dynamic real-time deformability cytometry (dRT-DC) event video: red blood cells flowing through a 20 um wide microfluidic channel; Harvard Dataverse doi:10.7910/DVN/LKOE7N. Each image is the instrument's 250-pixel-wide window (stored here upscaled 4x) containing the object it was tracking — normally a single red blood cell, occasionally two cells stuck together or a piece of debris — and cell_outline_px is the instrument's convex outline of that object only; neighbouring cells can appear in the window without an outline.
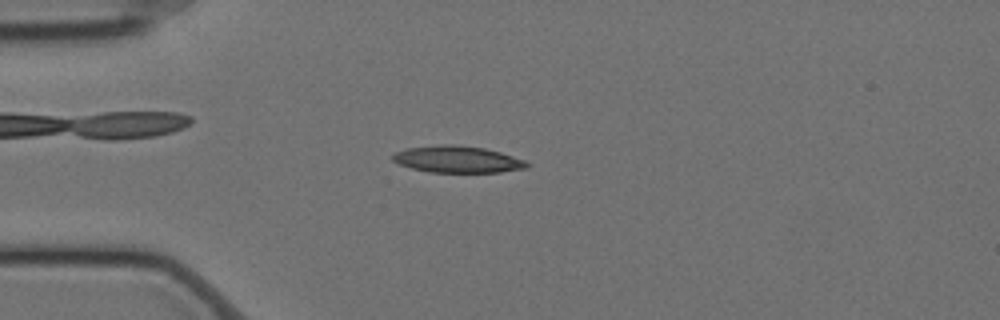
{"species": "Egyptian fruit bat (a non-hibernating species)", "species_latin": "Rousettus aegyptiacus", "temperature_condition": "cold", "stored_images_in_passage": 57, "camera_frame_rate_fps": 3000, "um_per_image_px": 0.085, "animal": {"sex": "female"}, "frame": {"image": 1, "passage_image": 15, "time_ms": 4.667, "image_size_px": [1000, 320], "cell_outline_px": [[532, 164], [528, 168], [500, 172], [428, 172], [412, 168], [400, 164], [392, 160], [392, 156], [396, 152], [408, 148], [444, 144], [456, 144], [484, 148], [500, 152], [524, 160]], "centroid_in_image_um": [38.92, 13.54], "position_along_channel_um": 46.1, "area_um2": 20.87}}
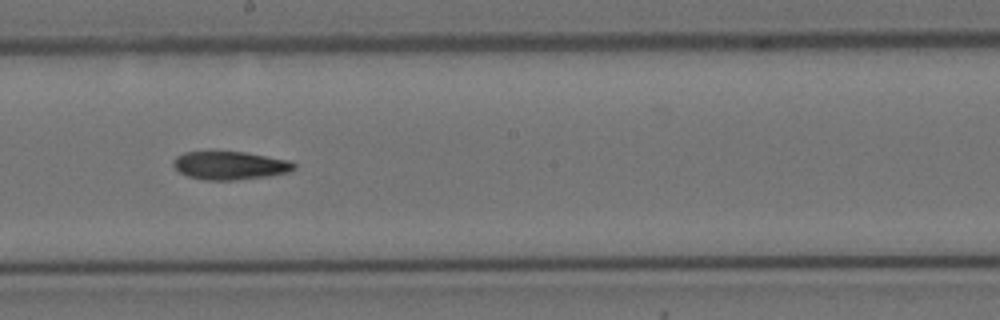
{"frame": {"image": 2, "passage_image": 32, "time_ms": 10.333, "image_size_px": [1000, 320], "cell_outline_px": [[296, 168], [288, 172], [268, 176], [236, 180], [204, 180], [188, 176], [180, 172], [172, 164], [172, 160], [176, 156], [184, 152], [244, 152], [288, 160], [296, 164]], "centroid_in_image_um": [19.53, 14.07], "position_along_channel_um": 228.7, "area_um2": 19.77}}
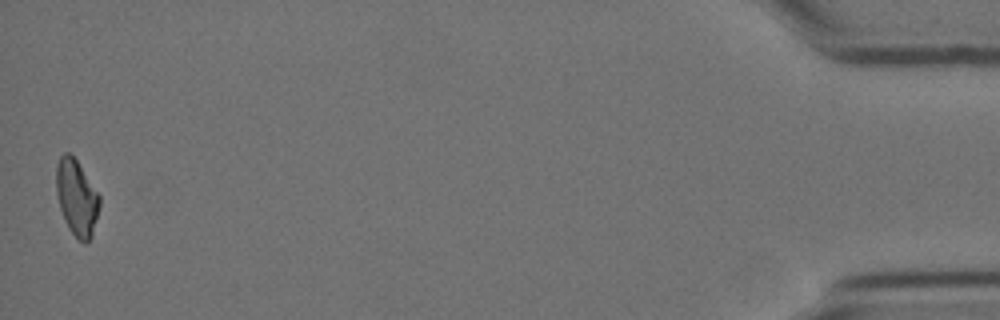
{"frame": {"image": 3, "passage_image": 57, "time_ms": 18.667, "image_size_px": [1000, 320], "cell_outline_px": [[100, 204], [92, 236], [84, 244], [68, 228], [64, 220], [60, 208], [56, 192], [56, 164], [60, 156], [64, 152], [68, 152], [76, 160], [100, 196]], "centroid_in_image_um": [6.5, 16.79], "position_along_channel_um": 428.7, "area_um2": 18.96}}